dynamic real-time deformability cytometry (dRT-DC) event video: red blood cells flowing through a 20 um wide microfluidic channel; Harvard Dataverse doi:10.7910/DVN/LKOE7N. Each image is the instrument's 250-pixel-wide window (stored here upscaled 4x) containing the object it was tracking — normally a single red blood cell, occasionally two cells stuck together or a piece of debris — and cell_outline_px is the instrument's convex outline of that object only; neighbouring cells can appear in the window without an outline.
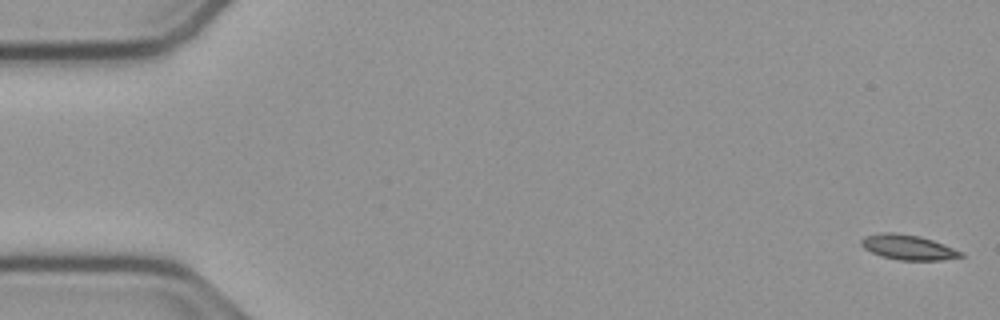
{"species": "common noctule bat (a hibernating species)", "species_latin": "Nyctalus noctula", "temperature_condition": "cold", "stored_images_in_passage": 55, "camera_frame_rate_fps": 3000, "um_per_image_px": 0.085, "animal": {"sex": "male", "body_mass_g": 23.1, "forearm_length_mm": 52.7}, "frame": {"image": 1, "passage_image": 1, "time_ms": 0.0, "image_size_px": [1000, 320], "cell_outline_px": [[964, 256], [944, 260], [900, 260], [880, 256], [864, 248], [860, 244], [860, 240], [864, 236], [880, 232], [896, 232], [920, 236], [944, 244], [964, 252]], "centroid_in_image_um": [77.18, 21.01], "position_along_channel_um": 7.8, "area_um2": 14.68}}
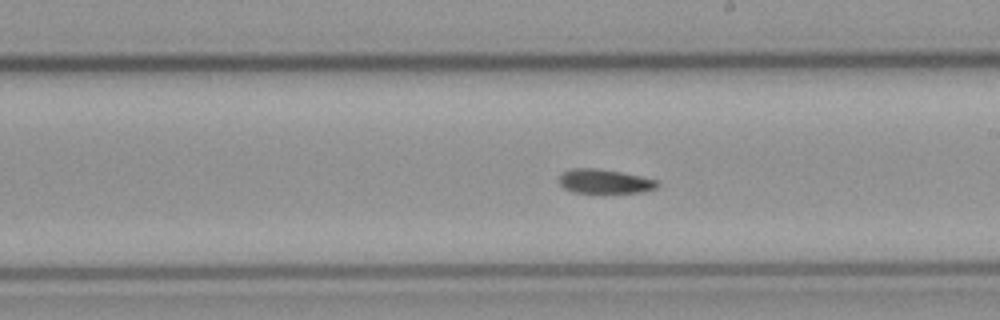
{"frame": {"image": 2, "passage_image": 31, "time_ms": 10.0, "image_size_px": [1000, 320], "cell_outline_px": [[660, 184], [656, 188], [640, 192], [572, 192], [564, 188], [560, 184], [560, 176], [564, 172], [572, 168], [596, 168], [620, 172], [660, 180]], "centroid_in_image_um": [51.42, 15.41], "position_along_channel_um": 237.6, "area_um2": 13.7}}
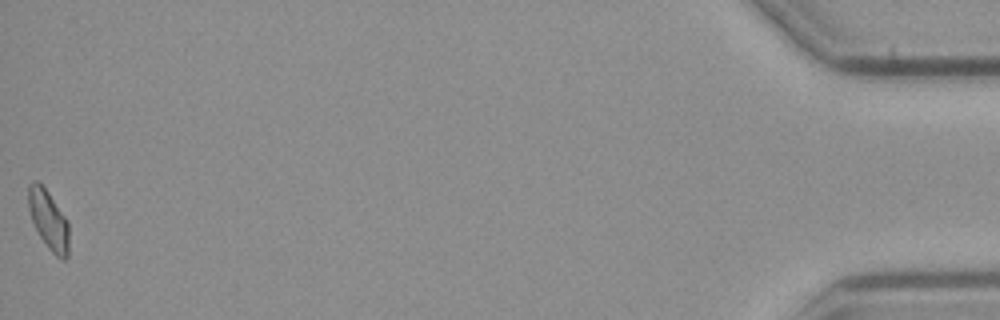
{"frame": {"image": 3, "passage_image": 55, "time_ms": 18.0, "image_size_px": [1000, 320], "cell_outline_px": [[68, 256], [64, 260], [60, 260], [48, 248], [40, 236], [32, 220], [28, 208], [28, 184], [32, 180], [36, 180], [48, 192], [64, 216], [68, 224]], "centroid_in_image_um": [4.11, 18.7], "position_along_channel_um": 431.1, "area_um2": 13.81}, "authors_computed_cell_mechanics": {"area_um2": 14.2766, "velocity_mm_per_s": 3.7393, "shape_relaxation_time_tau1_ms": null, "shape_relaxation_time_tau2_ms": 8.0535, "deformation_change_tau1": null, "deformation_change_tau2": 0.1427}}